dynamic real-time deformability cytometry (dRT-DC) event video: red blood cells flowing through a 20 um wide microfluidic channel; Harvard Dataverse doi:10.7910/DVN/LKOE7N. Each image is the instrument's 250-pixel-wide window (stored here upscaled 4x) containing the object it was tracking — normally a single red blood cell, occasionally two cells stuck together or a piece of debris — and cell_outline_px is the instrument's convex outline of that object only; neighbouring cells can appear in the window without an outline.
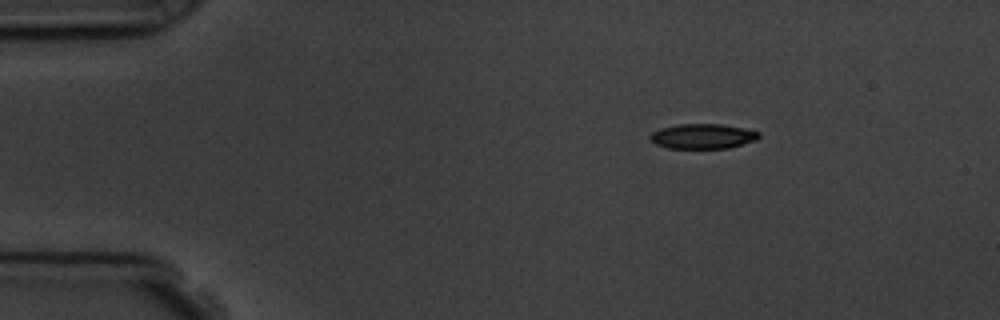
{"species": "common noctule bat (a hibernating species)", "species_latin": "Nyctalus noctula", "temperature_condition": "room temperature", "stored_images_in_passage": 3, "camera_frame_rate_fps": 3000, "um_per_image_px": 0.085, "animal": {"sex": "male", "body_mass_g": 19.5, "forearm_length_mm": 54.6}, "frame": {"image": 1, "passage_image": 1, "time_ms": 0.0, "image_size_px": [1000, 320], "cell_outline_px": [[760, 136], [756, 140], [728, 148], [668, 148], [656, 144], [648, 136], [652, 132], [660, 128], [676, 124], [720, 124], [744, 128], [760, 132]], "centroid_in_image_um": [59.72, 11.57], "position_along_channel_um": 25.3, "area_um2": 15.78}}